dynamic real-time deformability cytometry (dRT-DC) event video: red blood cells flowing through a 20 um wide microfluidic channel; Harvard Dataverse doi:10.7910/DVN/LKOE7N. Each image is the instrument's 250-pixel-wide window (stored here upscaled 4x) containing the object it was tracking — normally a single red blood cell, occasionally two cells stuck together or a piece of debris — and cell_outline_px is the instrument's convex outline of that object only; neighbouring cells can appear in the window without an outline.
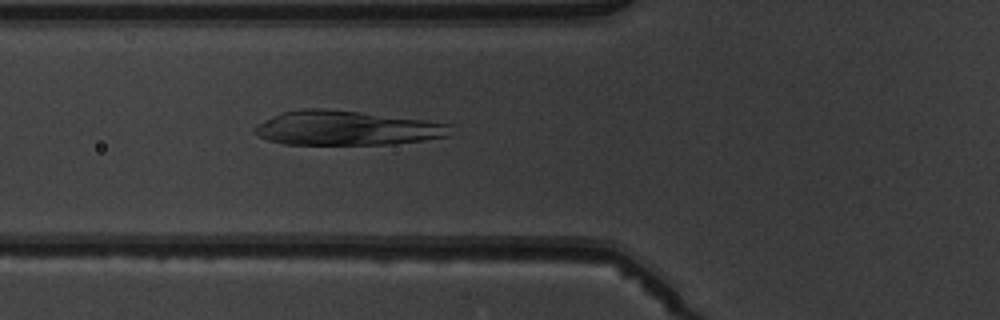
{"species": "common noctule bat (a hibernating species)", "species_latin": "Nyctalus noctula", "temperature_condition": "warm", "stored_images_in_passage": 6, "camera_frame_rate_fps": 3000, "um_per_image_px": 0.085, "animal": {"sex": "male", "body_mass_g": 19.5, "forearm_length_mm": 54.6}, "frame": {"image": 1, "passage_image": 6, "time_ms": 5.667, "image_size_px": [1000, 320], "cell_outline_px": [[452, 124], [448, 136], [424, 140], [392, 144], [284, 144], [268, 140], [252, 132], [252, 128], [256, 124], [272, 116], [284, 112], [304, 108], [324, 108], [360, 112], [424, 120]], "centroid_in_image_um": [29.42, 10.88], "position_along_channel_um": 96.4, "area_um2": 39.19}}